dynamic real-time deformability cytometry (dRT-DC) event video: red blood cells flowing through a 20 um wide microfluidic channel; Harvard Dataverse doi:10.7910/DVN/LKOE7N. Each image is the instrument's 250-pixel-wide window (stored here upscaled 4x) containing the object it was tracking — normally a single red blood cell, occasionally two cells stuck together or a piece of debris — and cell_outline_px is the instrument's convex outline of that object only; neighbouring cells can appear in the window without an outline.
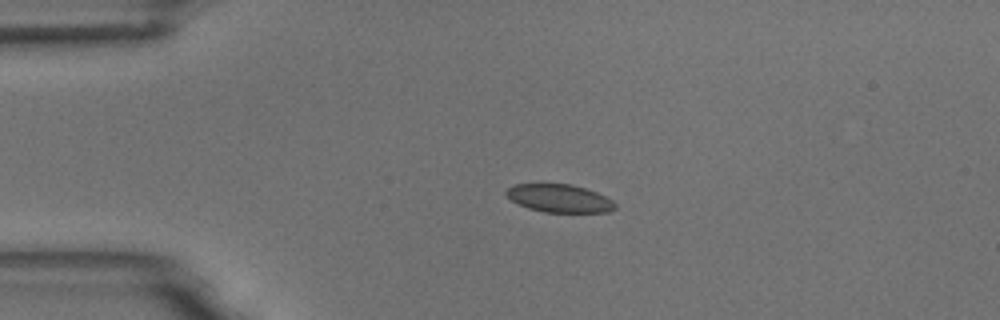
{"species": "common noctule bat (a hibernating species)", "species_latin": "Nyctalus noctula", "temperature_condition": "room temperature", "stored_images_in_passage": 2, "camera_frame_rate_fps": 3000, "um_per_image_px": 0.085, "animal": {"sex": "male", "body_mass_g": 18.8}, "frame": {"image": 1, "passage_image": 1, "time_ms": 0.0, "image_size_px": [1000, 320], "cell_outline_px": [[616, 208], [608, 212], [544, 212], [528, 208], [512, 200], [504, 192], [508, 188], [516, 184], [572, 184], [596, 192], [612, 200], [616, 204]], "centroid_in_image_um": [47.56, 16.86], "position_along_channel_um": 37.4, "area_um2": 17.57}}